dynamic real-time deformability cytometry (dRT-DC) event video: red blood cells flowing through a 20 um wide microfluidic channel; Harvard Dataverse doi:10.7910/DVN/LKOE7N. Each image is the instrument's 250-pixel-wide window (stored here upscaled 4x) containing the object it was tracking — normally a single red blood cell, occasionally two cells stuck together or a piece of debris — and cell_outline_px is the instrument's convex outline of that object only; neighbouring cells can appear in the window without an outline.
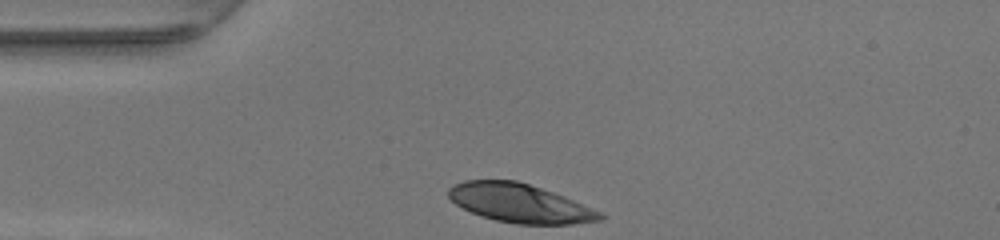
{"species": "human", "species_latin": "Homo sapiens", "temperature_condition": "warm", "stored_images_in_passage": 27, "camera_frame_rate_fps": 3000, "um_per_image_px": 0.085, "donor": {"sex": "female"}, "frame": {"image": 1, "passage_image": 1, "time_ms": 0.0, "image_size_px": [1000, 240], "cell_outline_px": [[604, 216], [600, 220], [572, 224], [516, 224], [496, 220], [480, 216], [456, 204], [448, 196], [448, 188], [452, 184], [464, 180], [516, 180], [564, 196], [600, 212]], "centroid_in_image_um": [44.13, 17.26], "position_along_channel_um": 40.9, "area_um2": 33.87}}
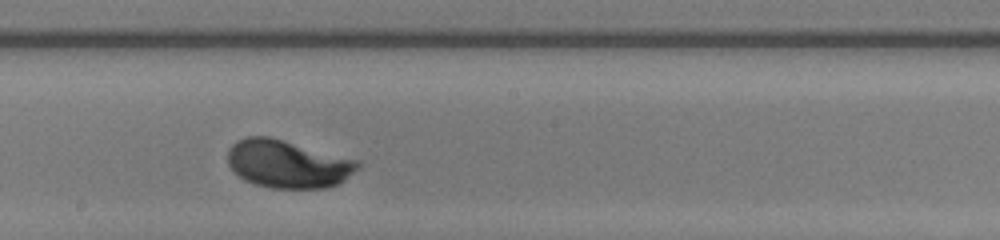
{"frame": {"image": 2, "passage_image": 16, "time_ms": 5.0, "image_size_px": [1000, 240], "cell_outline_px": [[360, 168], [340, 184], [324, 188], [272, 188], [256, 184], [244, 180], [228, 164], [228, 148], [236, 140], [244, 136], [268, 136], [284, 140], [360, 160]], "centroid_in_image_um": [24.49, 13.93], "position_along_channel_um": 223.7, "area_um2": 36.53}}
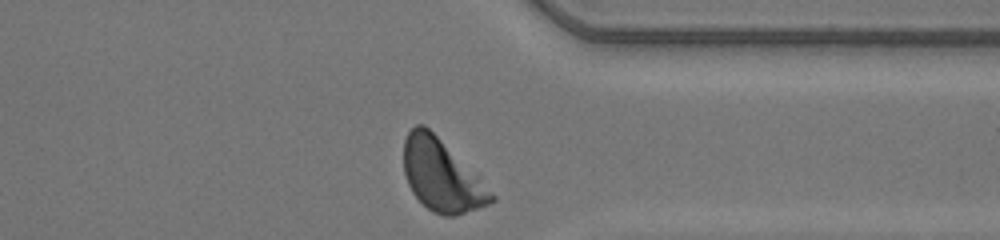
{"frame": {"image": 3, "passage_image": 27, "time_ms": 8.667, "image_size_px": [1000, 240], "cell_outline_px": [[496, 200], [488, 204], [456, 216], [444, 216], [432, 212], [412, 192], [408, 184], [404, 172], [404, 140], [408, 132], [416, 124], [424, 124], [496, 196]], "centroid_in_image_um": [37.5, 14.94], "position_along_channel_um": 373.9, "area_um2": 35.55}, "authors_computed_cell_mechanics": {"area_um2": 35.7204, "velocity_mm_per_s": 4.2021, "shape_relaxation_time_tau1_ms": 2.3547, "shape_relaxation_time_tau2_ms": null, "deformation_change_tau1": 0.1874, "deformation_change_tau2": null}}